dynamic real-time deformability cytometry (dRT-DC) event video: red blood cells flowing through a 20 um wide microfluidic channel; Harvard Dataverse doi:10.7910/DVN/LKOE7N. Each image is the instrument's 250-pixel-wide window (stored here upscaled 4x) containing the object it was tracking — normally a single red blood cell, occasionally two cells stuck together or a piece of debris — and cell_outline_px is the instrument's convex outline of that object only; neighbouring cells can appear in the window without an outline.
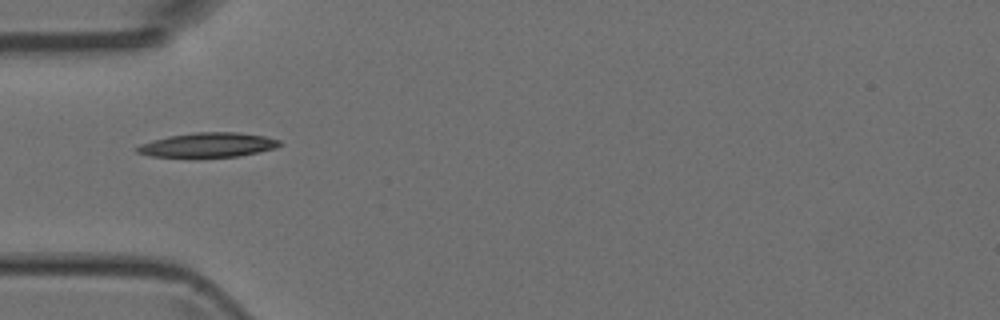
{"species": "Egyptian fruit bat (a non-hibernating species)", "species_latin": "Rousettus aegyptiacus", "temperature_condition": "room temperature", "stored_images_in_passage": 4, "camera_frame_rate_fps": 3000, "um_per_image_px": 0.085, "animal": {"sex": "female"}, "frame": {"image": 1, "passage_image": 3, "time_ms": 2.333, "image_size_px": [1000, 320], "cell_outline_px": [[280, 144], [276, 148], [236, 156], [152, 156], [136, 152], [136, 148], [140, 144], [152, 140], [168, 136], [196, 132], [236, 132], [264, 136], [280, 140]], "centroid_in_image_um": [17.67, 12.3], "position_along_channel_um": 67.3, "area_um2": 19.83}}
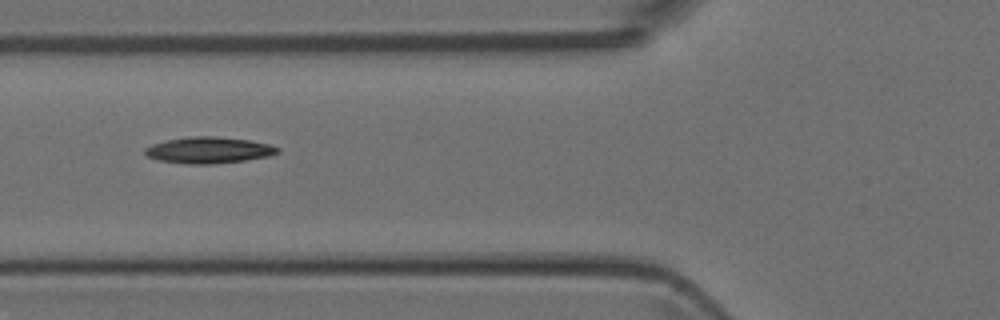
{"frame": {"image": 2, "passage_image": 4, "time_ms": 3.333, "image_size_px": [1000, 320], "cell_outline_px": [[280, 152], [268, 156], [244, 160], [212, 164], [188, 164], [160, 160], [148, 156], [144, 152], [144, 148], [152, 144], [168, 140], [188, 136], [216, 136], [252, 140], [268, 144], [280, 148]], "centroid_in_image_um": [17.76, 12.75], "position_along_channel_um": 108.0, "area_um2": 20.29}}